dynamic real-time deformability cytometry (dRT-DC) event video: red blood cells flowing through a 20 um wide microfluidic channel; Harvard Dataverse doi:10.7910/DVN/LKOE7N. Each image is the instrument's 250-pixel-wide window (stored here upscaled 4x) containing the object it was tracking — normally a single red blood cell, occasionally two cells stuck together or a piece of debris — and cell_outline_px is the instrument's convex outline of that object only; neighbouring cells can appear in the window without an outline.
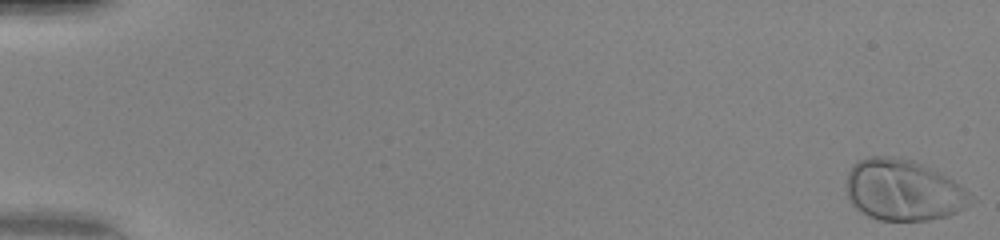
{"species": "human", "species_latin": "Homo sapiens", "temperature_condition": "warm", "stored_images_in_passage": 13, "camera_frame_rate_fps": 3000, "um_per_image_px": 0.085, "donor": {"sex": "female"}, "frame": {"image": 1, "passage_image": 1, "time_ms": 0.0, "image_size_px": [1000, 240], "cell_outline_px": [[976, 200], [964, 208], [948, 216], [928, 220], [880, 220], [868, 216], [860, 212], [848, 200], [848, 172], [852, 164], [856, 160], [868, 156], [900, 156], [916, 160], [960, 184]], "centroid_in_image_um": [76.78, 16.14], "position_along_channel_um": 8.2, "area_um2": 44.68}}